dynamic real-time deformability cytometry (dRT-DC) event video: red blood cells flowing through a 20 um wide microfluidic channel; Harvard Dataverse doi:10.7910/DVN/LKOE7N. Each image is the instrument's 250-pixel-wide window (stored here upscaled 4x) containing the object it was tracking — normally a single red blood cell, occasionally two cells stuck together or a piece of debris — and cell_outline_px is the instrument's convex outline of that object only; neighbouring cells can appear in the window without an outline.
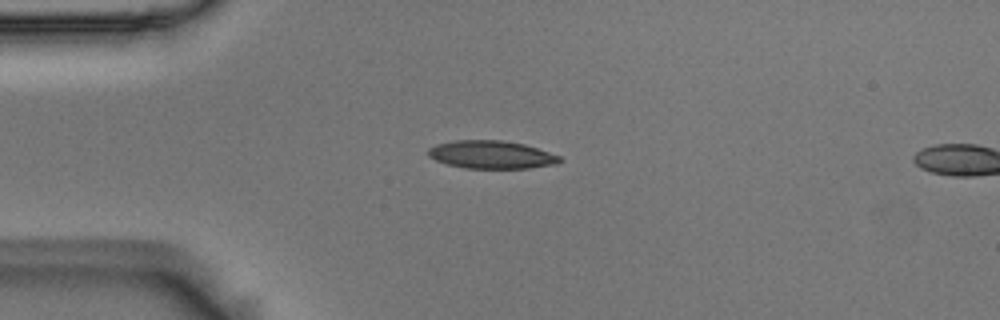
{"species": "Egyptian fruit bat (a non-hibernating species)", "species_latin": "Rousettus aegyptiacus", "temperature_condition": "room temperature", "stored_images_in_passage": 2, "camera_frame_rate_fps": 3000, "um_per_image_px": 0.085, "animal": {"sex": "male"}, "frame": {"image": 1, "passage_image": 1, "time_ms": 0.0, "image_size_px": [1000, 320], "cell_outline_px": [[560, 160], [556, 164], [528, 168], [468, 168], [448, 164], [436, 160], [428, 156], [428, 148], [436, 144], [452, 140], [500, 140], [524, 144], [560, 156]], "centroid_in_image_um": [41.73, 13.14], "position_along_channel_um": 43.3, "area_um2": 21.21}}